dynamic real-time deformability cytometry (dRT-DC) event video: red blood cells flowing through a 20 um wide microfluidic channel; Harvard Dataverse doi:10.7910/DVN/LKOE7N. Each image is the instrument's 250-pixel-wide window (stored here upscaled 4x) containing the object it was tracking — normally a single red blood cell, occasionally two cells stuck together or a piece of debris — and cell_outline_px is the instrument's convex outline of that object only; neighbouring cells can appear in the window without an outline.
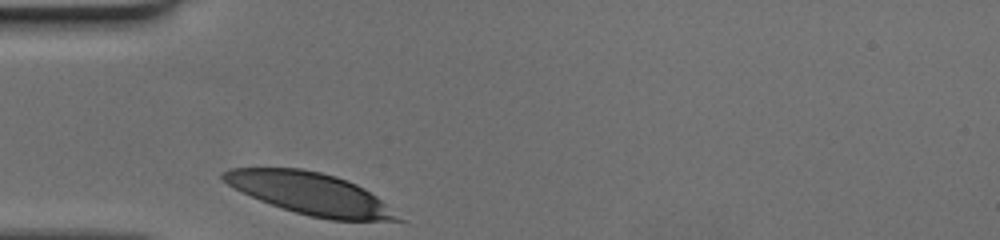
{"species": "human", "species_latin": "Homo sapiens", "temperature_condition": "cold", "stored_images_in_passage": 25, "camera_frame_rate_fps": 3000, "um_per_image_px": 0.085, "donor": {"sex": "female"}, "frame": {"image": 1, "passage_image": 1, "time_ms": 0.0, "image_size_px": [1000, 240], "cell_outline_px": [[408, 220], [328, 220], [308, 216], [260, 200], [228, 184], [220, 176], [220, 172], [228, 168], [300, 168], [320, 172], [336, 176], [348, 180], [364, 188], [376, 196]], "centroid_in_image_um": [26.41, 16.45], "position_along_channel_um": 58.6, "area_um2": 42.25}}
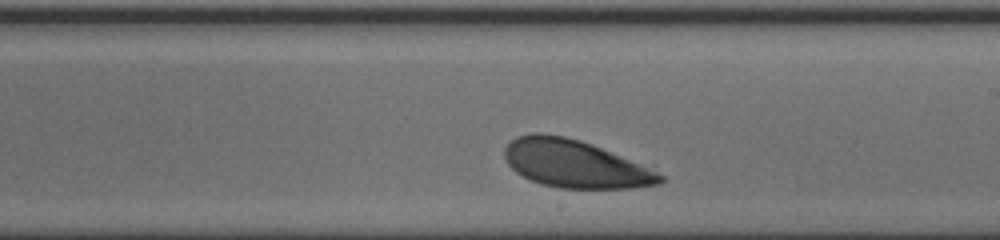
{"frame": {"image": 2, "passage_image": 15, "time_ms": 4.667, "image_size_px": [1000, 240], "cell_outline_px": [[664, 180], [660, 184], [632, 188], [560, 188], [540, 184], [516, 172], [508, 164], [504, 156], [504, 148], [508, 140], [516, 136], [532, 132], [544, 132], [564, 136], [580, 140], [592, 144], [664, 176]], "centroid_in_image_um": [48.76, 13.91], "position_along_channel_um": 240.2, "area_um2": 42.83}}
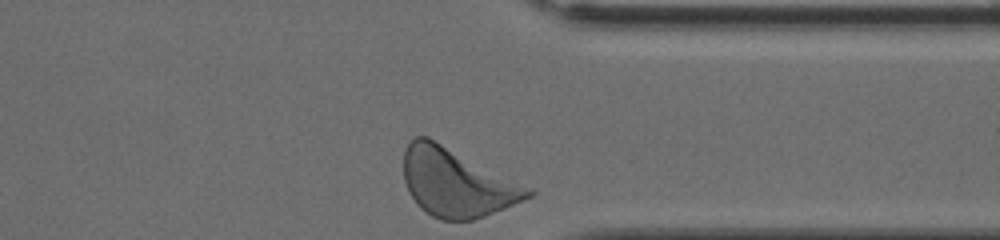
{"frame": {"image": 3, "passage_image": 25, "time_ms": 8.0, "image_size_px": [1000, 240], "cell_outline_px": [[536, 192], [532, 196], [504, 208], [484, 216], [472, 220], [440, 220], [432, 216], [420, 208], [416, 204], [408, 192], [404, 180], [404, 148], [416, 136], [428, 136], [536, 188]], "centroid_in_image_um": [38.86, 15.5], "position_along_channel_um": 372.5, "area_um2": 50.11}}